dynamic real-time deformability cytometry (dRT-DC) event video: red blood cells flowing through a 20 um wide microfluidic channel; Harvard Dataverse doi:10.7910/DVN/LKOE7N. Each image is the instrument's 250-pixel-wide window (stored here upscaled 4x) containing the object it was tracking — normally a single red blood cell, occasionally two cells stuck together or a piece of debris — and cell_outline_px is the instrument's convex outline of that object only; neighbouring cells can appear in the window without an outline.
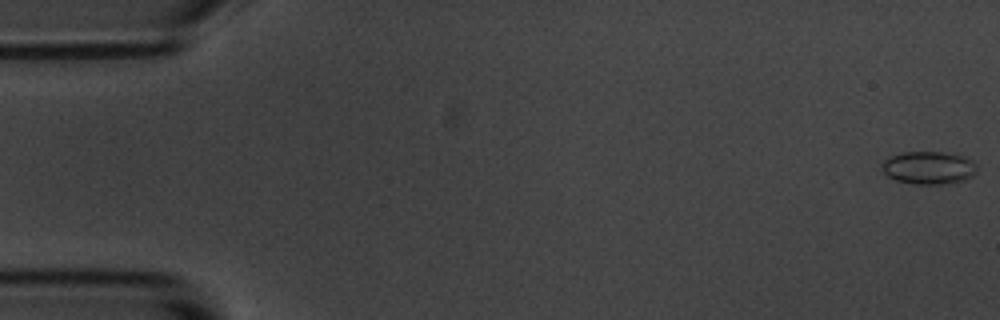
{"species": "common noctule bat (a hibernating species)", "species_latin": "Nyctalus noctula", "temperature_condition": "room temperature", "stored_images_in_passage": 5, "camera_frame_rate_fps": 3000, "um_per_image_px": 0.085, "animal": {"sex": "male", "body_mass_g": 20.1, "forearm_length_mm": 53.5}, "frame": {"image": 1, "passage_image": 1, "time_ms": 0.0, "image_size_px": [1000, 320], "cell_outline_px": [[976, 172], [972, 176], [964, 180], [936, 184], [916, 184], [896, 180], [888, 176], [884, 172], [884, 160], [888, 156], [904, 152], [944, 152], [964, 156], [972, 160], [976, 164]], "centroid_in_image_um": [78.96, 14.24], "position_along_channel_um": 6.0, "area_um2": 17.98}}
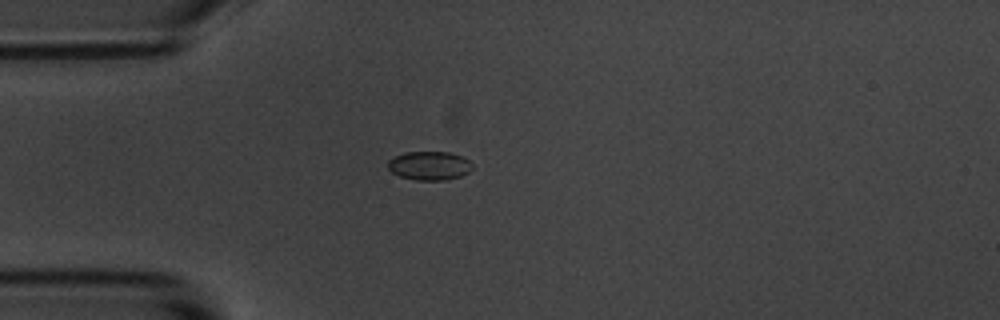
{"frame": {"image": 2, "passage_image": 5, "time_ms": 1.333, "image_size_px": [1000, 320], "cell_outline_px": [[472, 168], [468, 172], [460, 176], [444, 180], [416, 180], [400, 176], [392, 172], [388, 168], [388, 160], [392, 156], [404, 152], [448, 152], [460, 156], [468, 160], [472, 164]], "centroid_in_image_um": [36.46, 14.07], "position_along_channel_um": 48.5, "area_um2": 14.1}}